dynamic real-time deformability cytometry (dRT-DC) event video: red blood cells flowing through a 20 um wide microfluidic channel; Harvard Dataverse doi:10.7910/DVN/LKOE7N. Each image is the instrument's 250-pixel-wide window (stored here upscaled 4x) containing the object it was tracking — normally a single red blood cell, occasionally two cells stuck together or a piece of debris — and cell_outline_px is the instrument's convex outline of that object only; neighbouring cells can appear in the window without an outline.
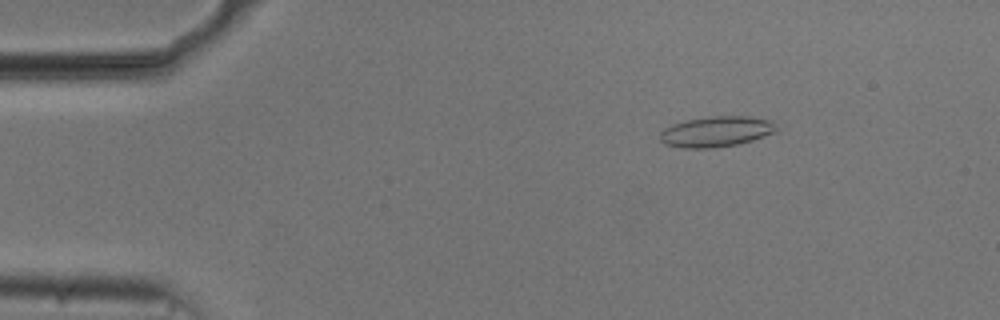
{"species": "common noctule bat (a hibernating species)", "species_latin": "Nyctalus noctula", "temperature_condition": "cold", "stored_images_in_passage": 9, "camera_frame_rate_fps": 3000, "um_per_image_px": 0.085, "animal": {"sex": "male", "body_mass_g": 20.5, "forearm_length_mm": 52.5}, "frame": {"image": 1, "passage_image": 1, "time_ms": 0.0, "image_size_px": [1000, 320], "cell_outline_px": [[776, 132], [752, 140], [736, 144], [716, 148], [680, 148], [664, 144], [660, 140], [660, 132], [664, 128], [672, 124], [688, 120], [712, 116], [748, 116], [772, 120], [776, 128]], "centroid_in_image_um": [60.86, 11.19], "position_along_channel_um": 24.1, "area_um2": 20.75}}